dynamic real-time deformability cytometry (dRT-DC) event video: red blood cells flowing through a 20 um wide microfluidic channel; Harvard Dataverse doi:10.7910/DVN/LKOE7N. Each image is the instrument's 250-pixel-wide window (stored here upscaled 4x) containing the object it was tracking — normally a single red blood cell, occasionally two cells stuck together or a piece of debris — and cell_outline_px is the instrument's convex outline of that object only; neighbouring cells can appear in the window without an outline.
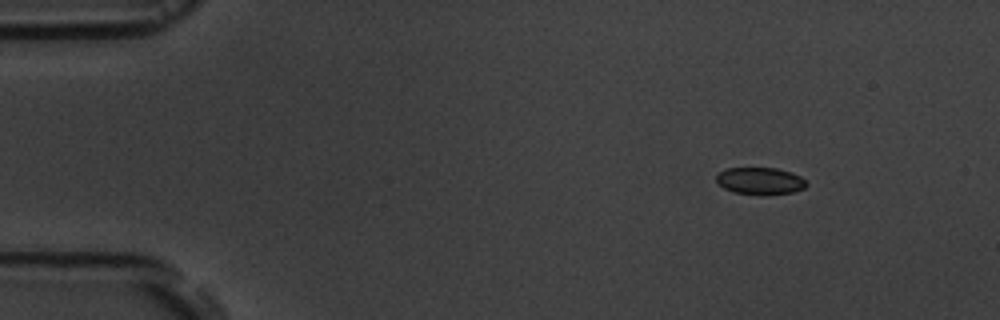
{"species": "common noctule bat (a hibernating species)", "species_latin": "Nyctalus noctula", "temperature_condition": "room temperature", "stored_images_in_passage": 13, "camera_frame_rate_fps": 3000, "um_per_image_px": 0.085, "animal": {"sex": "male", "body_mass_g": 19.5, "forearm_length_mm": 54.6}, "frame": {"image": 1, "passage_image": 3, "time_ms": 2.333, "image_size_px": [1000, 320], "cell_outline_px": [[808, 184], [804, 188], [792, 192], [764, 196], [760, 196], [732, 192], [724, 188], [716, 180], [716, 176], [720, 172], [728, 168], [776, 168], [792, 172], [800, 176]], "centroid_in_image_um": [64.62, 15.4], "position_along_channel_um": 20.4, "area_um2": 14.39}}
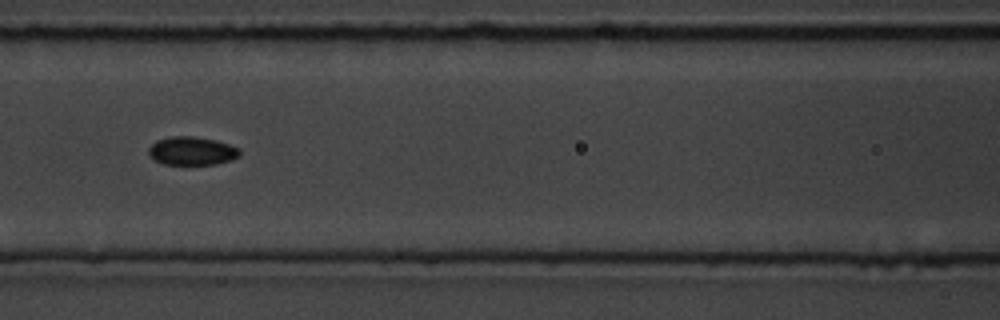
{"frame": {"image": 2, "passage_image": 6, "time_ms": 8.333, "image_size_px": [1000, 320], "cell_outline_px": [[240, 156], [232, 160], [216, 164], [164, 164], [156, 160], [148, 152], [148, 148], [156, 140], [168, 136], [192, 136], [216, 140], [240, 148]], "centroid_in_image_um": [16.33, 12.82], "position_along_channel_um": 150.3, "area_um2": 15.09}}
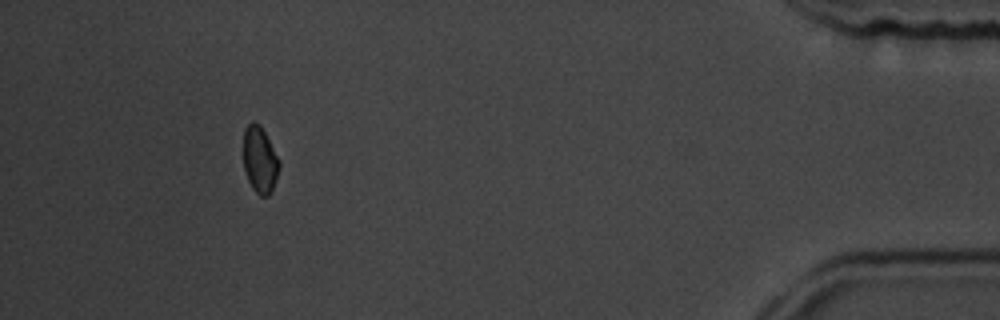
{"frame": {"image": 3, "passage_image": 13, "time_ms": 17.333, "image_size_px": [1000, 320], "cell_outline_px": [[280, 164], [276, 180], [268, 196], [260, 196], [252, 188], [248, 180], [244, 168], [244, 128], [252, 120], [260, 124], [280, 160]], "centroid_in_image_um": [22.08, 13.56], "position_along_channel_um": 413.1, "area_um2": 13.87}, "authors_computed_cell_mechanics": {"area_um2": 14.6812, "velocity_mm_per_s": 3.631, "shape_relaxation_time_tau1_ms": 0.9419, "shape_relaxation_time_tau2_ms": null, "deformation_change_tau1": 0.0544, "deformation_change_tau2": null}}